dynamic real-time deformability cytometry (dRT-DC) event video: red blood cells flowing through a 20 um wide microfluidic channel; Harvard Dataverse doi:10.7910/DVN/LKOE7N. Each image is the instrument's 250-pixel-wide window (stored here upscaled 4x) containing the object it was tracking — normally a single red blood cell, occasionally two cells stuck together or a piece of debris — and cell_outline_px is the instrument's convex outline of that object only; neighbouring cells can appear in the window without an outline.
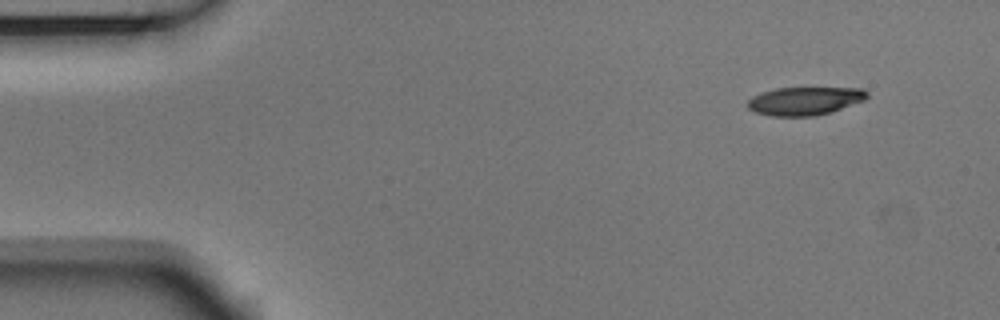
{"species": "Egyptian fruit bat (a non-hibernating species)", "species_latin": "Rousettus aegyptiacus", "temperature_condition": "room temperature", "stored_images_in_passage": 4, "camera_frame_rate_fps": 3000, "um_per_image_px": 0.085, "animal": {"sex": "male"}, "frame": {"image": 1, "passage_image": 1, "time_ms": 0.0, "image_size_px": [1000, 320], "cell_outline_px": [[868, 96], [864, 100], [832, 112], [816, 116], [772, 116], [756, 112], [748, 108], [748, 100], [752, 96], [776, 88], [864, 88], [868, 92]], "centroid_in_image_um": [68.43, 8.58], "position_along_channel_um": 16.6, "area_um2": 19.59}}
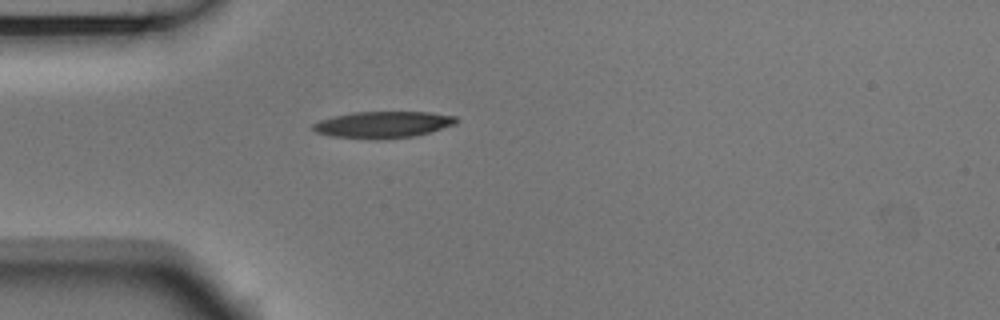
{"frame": {"image": 2, "passage_image": 4, "time_ms": 1.0, "image_size_px": [1000, 320], "cell_outline_px": [[460, 120], [456, 124], [428, 132], [412, 136], [380, 140], [372, 140], [332, 136], [316, 132], [312, 128], [312, 124], [320, 120], [352, 112], [428, 112], [456, 116]], "centroid_in_image_um": [32.56, 10.6], "position_along_channel_um": 52.4, "area_um2": 22.2}}